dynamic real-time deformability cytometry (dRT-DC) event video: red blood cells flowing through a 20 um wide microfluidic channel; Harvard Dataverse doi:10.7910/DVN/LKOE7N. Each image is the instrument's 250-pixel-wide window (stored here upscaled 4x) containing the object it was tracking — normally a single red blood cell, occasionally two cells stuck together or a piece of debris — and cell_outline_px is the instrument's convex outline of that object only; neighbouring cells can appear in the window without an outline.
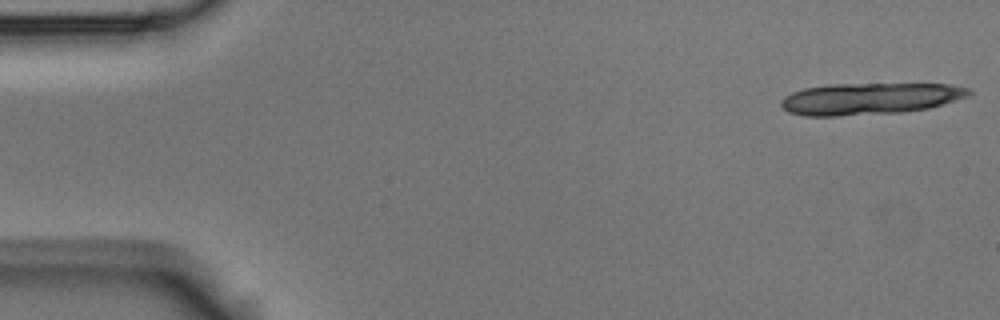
{"species": "Egyptian fruit bat (a non-hibernating species)", "species_latin": "Rousettus aegyptiacus", "temperature_condition": "room temperature", "stored_images_in_passage": 4, "camera_frame_rate_fps": 3000, "um_per_image_px": 0.085, "animal": {"sex": "male"}, "frame": {"image": 1, "passage_image": 1, "time_ms": 0.0, "image_size_px": [1000, 320], "cell_outline_px": [[972, 92], [968, 96], [956, 100], [928, 108], [900, 112], [836, 116], [804, 116], [788, 112], [780, 104], [780, 100], [784, 96], [792, 92], [804, 88], [828, 84], [952, 84], [972, 88]], "centroid_in_image_um": [73.92, 8.38], "position_along_channel_um": 11.1, "area_um2": 34.8}}